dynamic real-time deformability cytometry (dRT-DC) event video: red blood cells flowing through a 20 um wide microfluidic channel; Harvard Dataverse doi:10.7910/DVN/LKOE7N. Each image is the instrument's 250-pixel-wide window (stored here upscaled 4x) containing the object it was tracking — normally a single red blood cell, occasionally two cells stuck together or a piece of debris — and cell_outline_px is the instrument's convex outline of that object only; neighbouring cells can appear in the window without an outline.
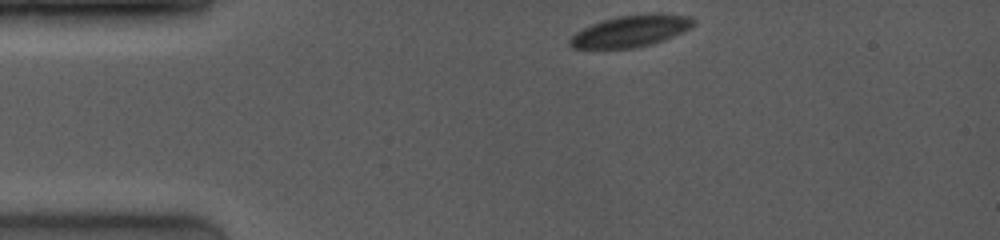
{"species": "common noctule bat (a hibernating species)", "species_latin": "Nyctalus noctula", "temperature_condition": "room temperature", "stored_images_in_passage": 64, "camera_frame_rate_fps": 4000, "um_per_image_px": 0.085, "animal": {"sex": "female", "body_mass_g": 19.0, "forearm_length_mm": 53.3}, "frame": {"image": 1, "passage_image": 1, "time_ms": 0.0, "image_size_px": [1000, 240], "cell_outline_px": [[696, 20], [692, 28], [664, 40], [652, 44], [632, 48], [572, 48], [568, 44], [568, 40], [576, 32], [592, 24], [604, 20], [620, 16], [656, 12], [692, 16]], "centroid_in_image_um": [53.68, 2.63], "position_along_channel_um": 31.3, "area_um2": 22.89}}
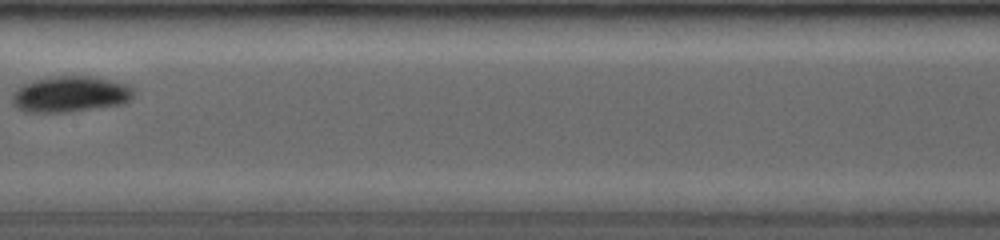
{"frame": {"image": 2, "passage_image": 36, "time_ms": 5.5, "image_size_px": [1000, 240], "cell_outline_px": [[132, 96], [124, 104], [68, 112], [24, 112], [16, 108], [12, 104], [12, 92], [20, 84], [52, 76], [92, 76], [112, 80], [128, 84], [132, 88]], "centroid_in_image_um": [5.92, 8.0], "position_along_channel_um": 201.5, "area_um2": 25.72}}
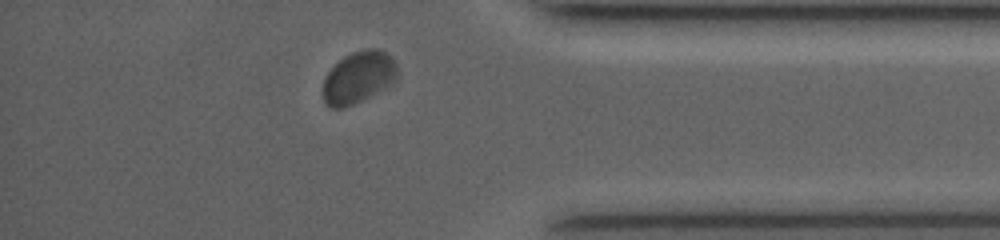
{"frame": {"image": 3, "passage_image": 58, "time_ms": 10.75, "image_size_px": [1000, 240], "cell_outline_px": [[400, 76], [396, 84], [344, 108], [332, 108], [324, 104], [324, 80], [328, 72], [344, 56], [352, 52], [364, 48], [376, 48], [392, 56], [396, 64]], "centroid_in_image_um": [30.55, 6.57], "position_along_channel_um": 404.7, "area_um2": 22.89}, "authors_computed_cell_mechanics": {"area_um2": 24.2182, "velocity_mm_per_s": 3.9997, "shape_relaxation_time_tau1_ms": 1.1439, "shape_relaxation_time_tau2_ms": 1.0464, "deformation_change_tau1": 0.0474, "deformation_change_tau2": 0.028}}